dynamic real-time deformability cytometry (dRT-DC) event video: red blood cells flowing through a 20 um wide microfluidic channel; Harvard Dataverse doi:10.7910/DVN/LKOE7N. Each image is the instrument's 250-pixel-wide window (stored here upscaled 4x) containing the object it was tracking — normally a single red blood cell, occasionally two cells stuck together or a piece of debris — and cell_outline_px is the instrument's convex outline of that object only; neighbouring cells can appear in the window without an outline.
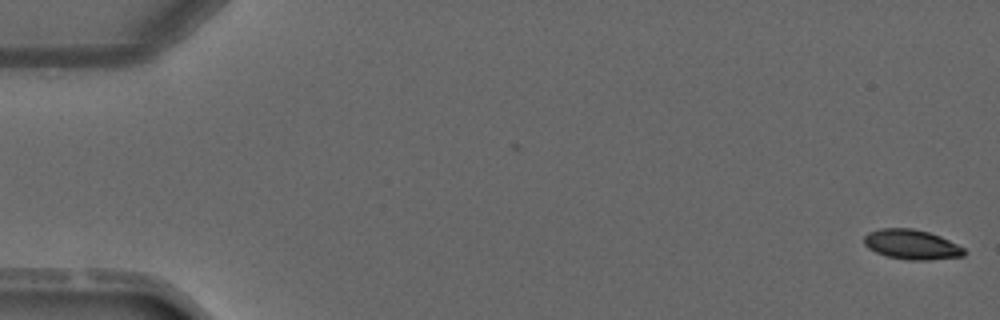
{"species": "common noctule bat (a hibernating species)", "species_latin": "Nyctalus noctula", "temperature_condition": "warm", "stored_images_in_passage": 2, "camera_frame_rate_fps": 3000, "um_per_image_px": 0.085, "animal": {"sex": "male", "forearm_length_mm": 52.5}, "frame": {"image": 1, "passage_image": 2, "time_ms": 1.0, "image_size_px": [1000, 320], "cell_outline_px": [[964, 256], [928, 260], [908, 260], [888, 256], [876, 252], [868, 248], [864, 244], [864, 236], [868, 232], [880, 228], [912, 228], [928, 232], [940, 236], [964, 248]], "centroid_in_image_um": [77.46, 20.78], "position_along_channel_um": 7.5, "area_um2": 17.28}}